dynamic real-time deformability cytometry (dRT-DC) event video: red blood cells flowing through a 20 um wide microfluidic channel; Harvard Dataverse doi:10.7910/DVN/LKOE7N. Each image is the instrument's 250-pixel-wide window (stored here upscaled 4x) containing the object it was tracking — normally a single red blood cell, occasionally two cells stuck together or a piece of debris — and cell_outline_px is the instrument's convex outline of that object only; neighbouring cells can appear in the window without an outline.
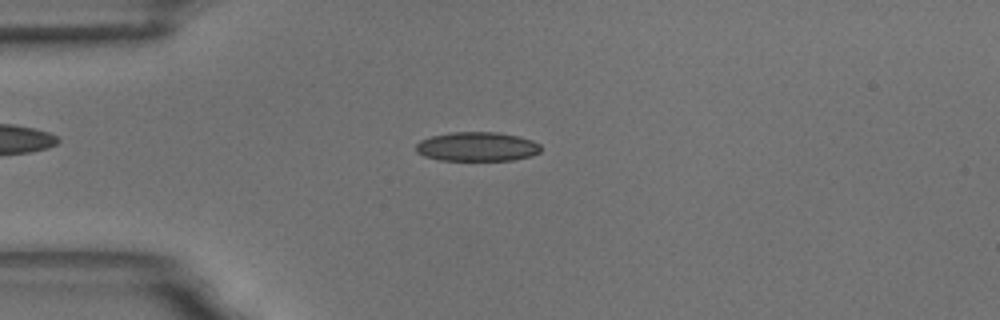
{"species": "common noctule bat (a hibernating species)", "species_latin": "Nyctalus noctula", "temperature_condition": "room temperature", "stored_images_in_passage": 58, "camera_frame_rate_fps": 3000, "um_per_image_px": 0.085, "animal": {"sex": "male", "body_mass_g": 18.8}, "frame": {"image": 1, "passage_image": 14, "time_ms": 4.333, "image_size_px": [1000, 320], "cell_outline_px": [[540, 152], [532, 156], [512, 160], [440, 160], [424, 156], [416, 152], [416, 144], [420, 140], [432, 136], [448, 132], [496, 132], [516, 136], [532, 140], [540, 144]], "centroid_in_image_um": [40.54, 12.46], "position_along_channel_um": 44.5, "area_um2": 21.27}}
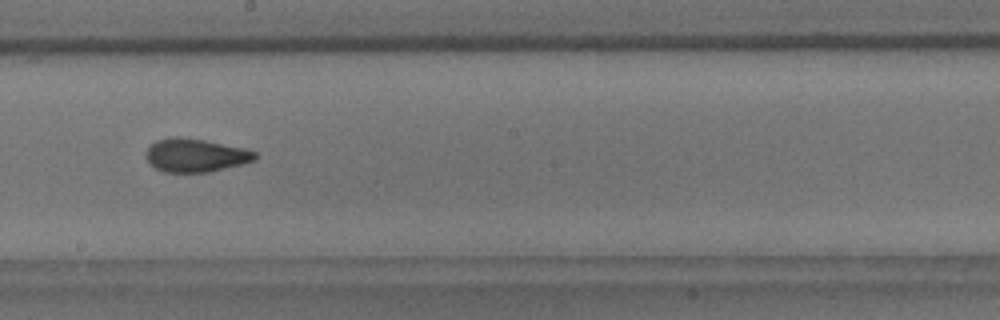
{"frame": {"image": 2, "passage_image": 32, "time_ms": 10.333, "image_size_px": [1000, 320], "cell_outline_px": [[256, 160], [244, 164], [212, 172], [164, 172], [156, 168], [144, 156], [144, 152], [156, 140], [168, 136], [180, 136], [204, 140], [244, 148], [256, 152]], "centroid_in_image_um": [16.62, 13.19], "position_along_channel_um": 231.6, "area_um2": 21.44}}
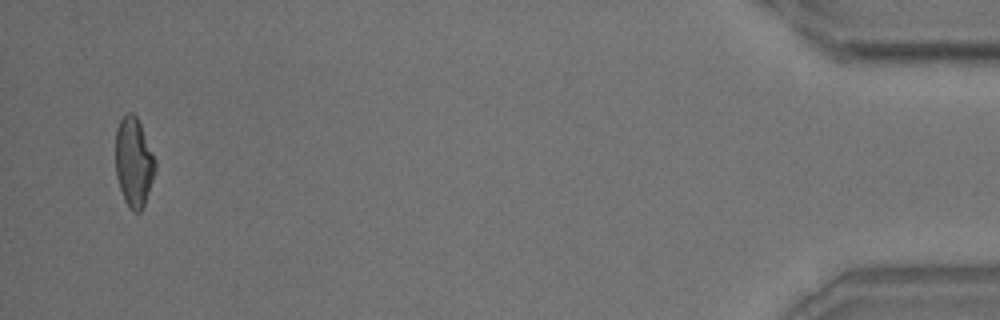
{"frame": {"image": 3, "passage_image": 56, "time_ms": 18.333, "image_size_px": [1000, 320], "cell_outline_px": [[156, 168], [144, 204], [140, 212], [132, 212], [124, 200], [116, 176], [116, 128], [120, 120], [128, 112], [132, 112], [136, 116], [140, 124], [156, 160]], "centroid_in_image_um": [11.36, 13.78], "position_along_channel_um": 423.8, "area_um2": 20.46}, "authors_computed_cell_mechanics": {"area_um2": 20.8658, "velocity_mm_per_s": 3.4357, "shape_relaxation_time_tau1_ms": 6.6282, "shape_relaxation_time_tau2_ms": 1.5353, "deformation_change_tau1": 0.1651, "deformation_change_tau2": 0.0812}}